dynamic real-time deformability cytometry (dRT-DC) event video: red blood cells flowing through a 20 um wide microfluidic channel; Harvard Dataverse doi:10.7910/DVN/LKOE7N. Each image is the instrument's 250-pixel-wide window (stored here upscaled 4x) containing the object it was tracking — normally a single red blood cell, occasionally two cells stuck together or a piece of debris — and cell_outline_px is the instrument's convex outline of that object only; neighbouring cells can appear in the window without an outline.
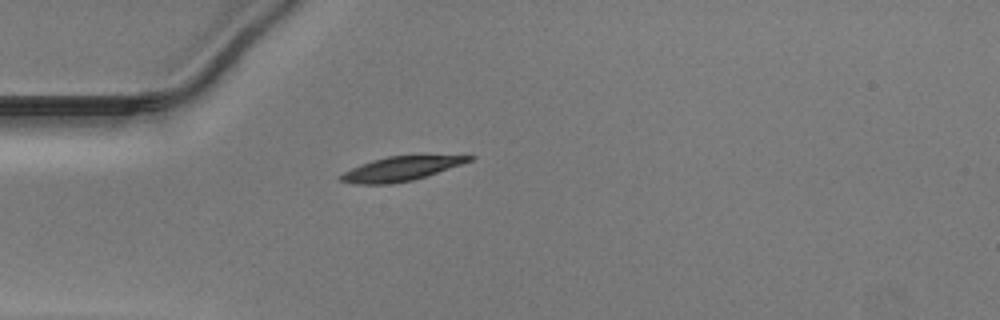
{"species": "Egyptian fruit bat (a non-hibernating species)", "species_latin": "Rousettus aegyptiacus", "temperature_condition": "warm", "stored_images_in_passage": 37, "camera_frame_rate_fps": 3000, "um_per_image_px": 0.085, "animal": {"sex": "male"}, "frame": {"image": 1, "passage_image": 1, "time_ms": 0.0, "image_size_px": [1000, 320], "cell_outline_px": [[476, 156], [472, 160], [412, 180], [388, 184], [356, 184], [340, 180], [340, 176], [344, 172], [360, 164], [372, 160], [388, 156]], "centroid_in_image_um": [33.99, 14.35], "position_along_channel_um": 51.0, "area_um2": 17.46}}
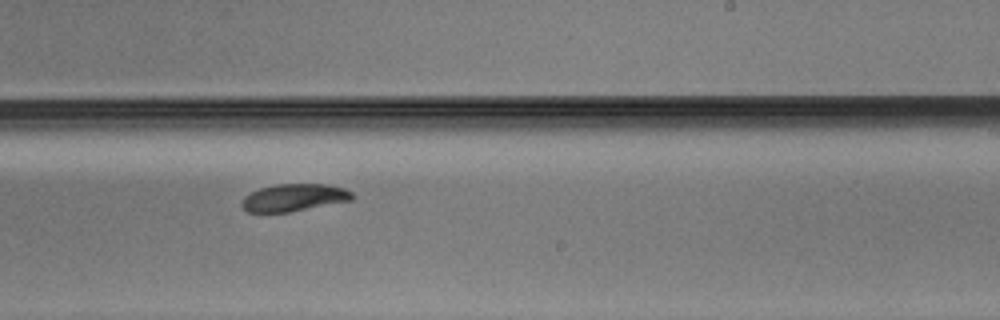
{"frame": {"image": 2, "passage_image": 18, "time_ms": 5.667, "image_size_px": [1000, 320], "cell_outline_px": [[356, 196], [352, 200], [292, 212], [248, 212], [240, 204], [244, 196], [260, 188], [276, 184], [328, 184], [344, 188], [352, 192]], "centroid_in_image_um": [25.02, 16.79], "position_along_channel_um": 264.0, "area_um2": 17.74}}
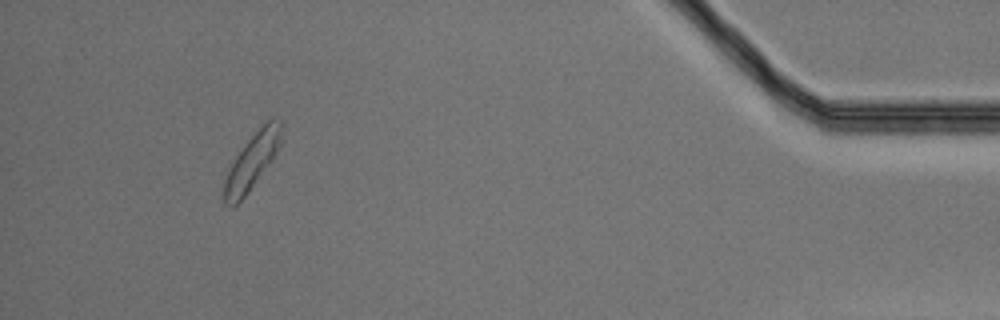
{"frame": {"image": 3, "passage_image": 34, "time_ms": 11.0, "image_size_px": [1000, 320], "cell_outline_px": [[284, 140], [280, 148], [272, 160], [248, 192], [236, 204], [224, 204], [224, 180], [236, 156], [244, 144], [272, 116], [284, 120]], "centroid_in_image_um": [21.54, 13.6], "position_along_channel_um": 413.7, "area_um2": 18.67}}